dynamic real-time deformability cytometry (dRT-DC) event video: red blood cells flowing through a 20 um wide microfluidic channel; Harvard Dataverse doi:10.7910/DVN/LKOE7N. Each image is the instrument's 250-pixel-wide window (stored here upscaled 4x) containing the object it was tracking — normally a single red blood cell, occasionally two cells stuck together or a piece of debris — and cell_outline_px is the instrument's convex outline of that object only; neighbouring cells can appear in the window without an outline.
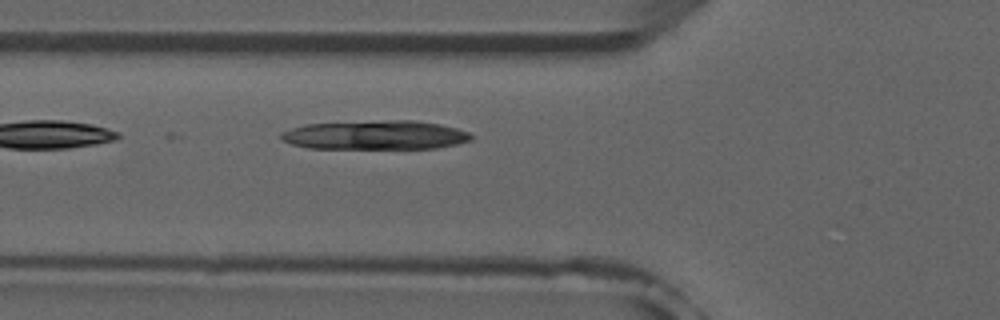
{"species": "common noctule bat (a hibernating species)", "species_latin": "Nyctalus noctula", "temperature_condition": "room temperature", "stored_images_in_passage": 4, "camera_frame_rate_fps": 3000, "um_per_image_px": 0.085, "animal": {"sex": "male", "forearm_length_mm": 52.5}, "frame": {"image": 1, "passage_image": 4, "time_ms": 3.333, "image_size_px": [1000, 320], "cell_outline_px": [[472, 140], [456, 144], [436, 148], [308, 148], [292, 144], [284, 140], [280, 136], [280, 132], [304, 124], [392, 120], [416, 120], [440, 124], [456, 128], [468, 132], [472, 136]], "centroid_in_image_um": [31.92, 11.47], "position_along_channel_um": 93.9, "area_um2": 32.02}}